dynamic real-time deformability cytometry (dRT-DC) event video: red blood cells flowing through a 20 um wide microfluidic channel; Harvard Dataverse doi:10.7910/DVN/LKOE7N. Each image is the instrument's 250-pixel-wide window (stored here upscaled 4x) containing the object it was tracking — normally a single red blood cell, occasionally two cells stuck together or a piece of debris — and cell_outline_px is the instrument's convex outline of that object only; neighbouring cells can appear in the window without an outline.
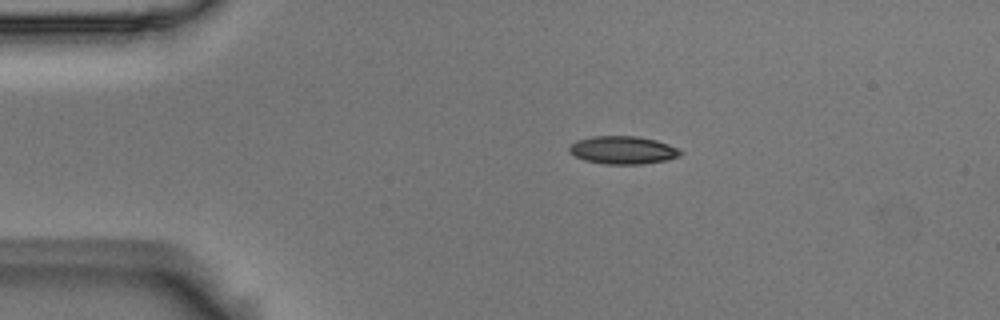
{"species": "Egyptian fruit bat (a non-hibernating species)", "species_latin": "Rousettus aegyptiacus", "temperature_condition": "room temperature", "stored_images_in_passage": 46, "camera_frame_rate_fps": 3000, "um_per_image_px": 0.085, "animal": {"sex": "male"}, "frame": {"image": 1, "passage_image": 1, "time_ms": 0.0, "image_size_px": [1000, 320], "cell_outline_px": [[684, 152], [680, 156], [668, 160], [640, 164], [604, 164], [584, 160], [568, 152], [568, 148], [576, 140], [592, 136], [636, 136], [656, 140], [680, 148]], "centroid_in_image_um": [52.97, 12.76], "position_along_channel_um": 32.0, "area_um2": 18.26}}
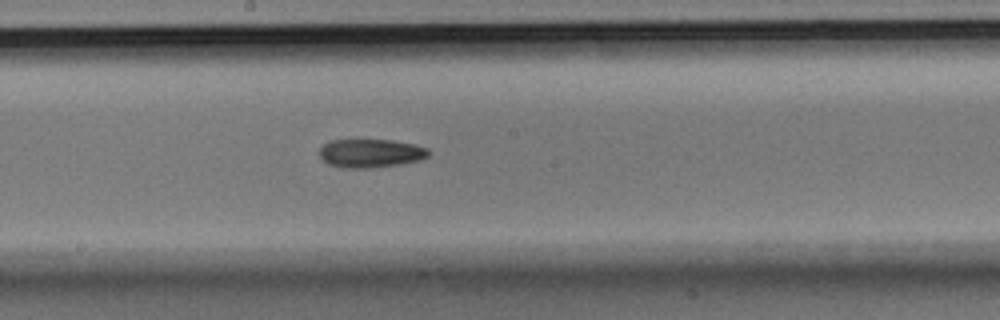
{"frame": {"image": 2, "passage_image": 20, "time_ms": 6.333, "image_size_px": [1000, 320], "cell_outline_px": [[428, 156], [420, 160], [400, 164], [372, 168], [344, 168], [328, 164], [320, 156], [320, 148], [328, 140], [392, 140], [416, 144], [428, 148]], "centroid_in_image_um": [31.51, 13.02], "position_along_channel_um": 216.7, "area_um2": 18.21}}
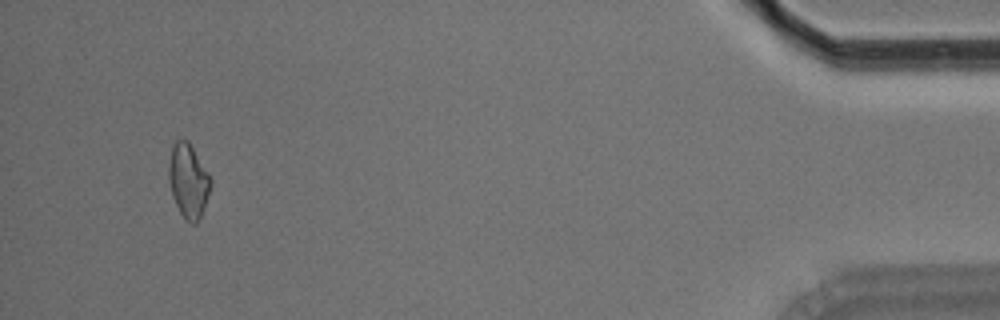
{"frame": {"image": 3, "passage_image": 43, "time_ms": 14.0, "image_size_px": [1000, 320], "cell_outline_px": [[212, 184], [200, 216], [196, 224], [192, 224], [184, 220], [172, 196], [168, 180], [168, 164], [172, 144], [176, 140], [188, 140], [208, 172], [212, 180]], "centroid_in_image_um": [15.99, 15.36], "position_along_channel_um": 419.2, "area_um2": 18.15}, "authors_computed_cell_mechanics": {"area_um2": 18.0914, "velocity_mm_per_s": 3.6041, "shape_relaxation_time_tau1_ms": 9.36, "shape_relaxation_time_tau2_ms": null, "deformation_change_tau1": 0.1672, "deformation_change_tau2": null}}